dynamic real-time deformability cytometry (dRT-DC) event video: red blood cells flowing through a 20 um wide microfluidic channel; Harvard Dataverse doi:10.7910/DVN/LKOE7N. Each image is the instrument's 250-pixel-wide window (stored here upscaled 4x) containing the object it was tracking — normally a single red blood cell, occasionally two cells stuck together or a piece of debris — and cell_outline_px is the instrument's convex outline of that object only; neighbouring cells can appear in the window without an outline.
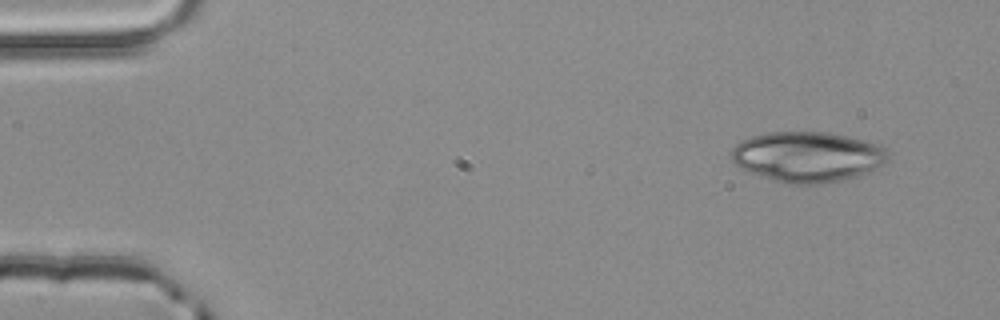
{"species": "common noctule bat (a hibernating species)", "species_latin": "Nyctalus noctula", "temperature_condition": "room temperature", "stored_images_in_passage": 3, "camera_frame_rate_fps": 3000, "um_per_image_px": 0.085, "animal": {"sex": "male", "body_mass_g": 20.4}, "frame": {"image": 1, "passage_image": 1, "time_ms": 0.0, "image_size_px": [1000, 320], "cell_outline_px": [[892, 152], [888, 160], [884, 164], [868, 172], [856, 176], [824, 184], [788, 184], [772, 180], [748, 172], [740, 168], [732, 160], [732, 148], [740, 140], [752, 136], [768, 132], [828, 132], [868, 140], [884, 144]], "centroid_in_image_um": [68.71, 13.32], "position_along_channel_um": 16.3, "area_um2": 46.76}}